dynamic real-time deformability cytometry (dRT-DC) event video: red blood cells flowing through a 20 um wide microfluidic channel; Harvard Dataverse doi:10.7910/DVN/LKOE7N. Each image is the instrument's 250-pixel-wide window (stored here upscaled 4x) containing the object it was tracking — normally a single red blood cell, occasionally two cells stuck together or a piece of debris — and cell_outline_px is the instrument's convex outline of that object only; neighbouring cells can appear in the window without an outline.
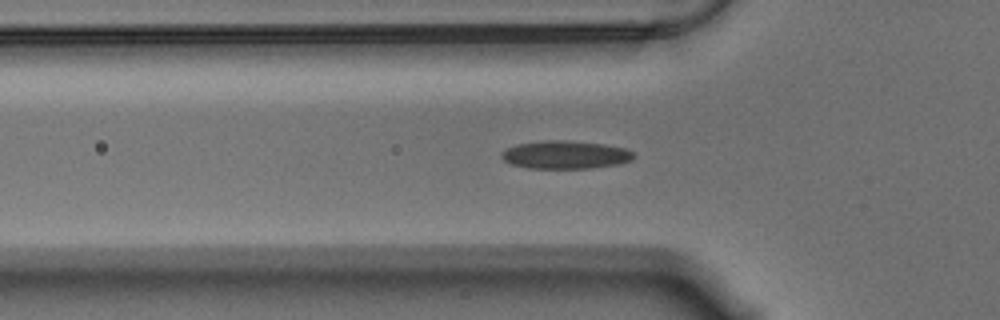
{"species": "Egyptian fruit bat (a non-hibernating species)", "species_latin": "Rousettus aegyptiacus", "temperature_condition": "warm", "stored_images_in_passage": 50, "camera_frame_rate_fps": 3000, "um_per_image_px": 0.085, "animal": {"sex": "male"}, "frame": {"image": 1, "passage_image": 10, "time_ms": 3.0, "image_size_px": [1000, 320], "cell_outline_px": [[636, 156], [632, 160], [620, 164], [588, 168], [528, 168], [512, 164], [504, 160], [500, 156], [500, 152], [516, 144], [544, 140], [564, 140], [604, 144], [624, 148], [632, 152]], "centroid_in_image_um": [48.05, 13.15], "position_along_channel_um": 77.8, "area_um2": 21.62}}
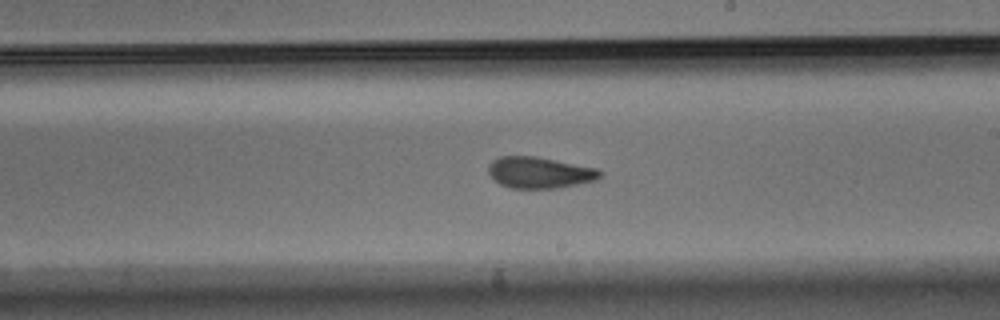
{"frame": {"image": 2, "passage_image": 24, "time_ms": 7.667, "image_size_px": [1000, 320], "cell_outline_px": [[604, 172], [596, 180], [556, 188], [508, 188], [500, 184], [488, 172], [488, 164], [492, 160], [500, 156], [536, 156], [596, 168]], "centroid_in_image_um": [45.84, 14.66], "position_along_channel_um": 243.2, "area_um2": 20.29}}
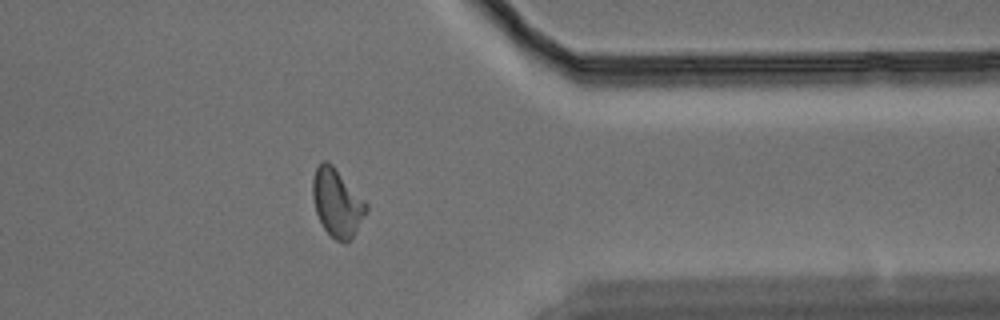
{"frame": {"image": 3, "passage_image": 37, "time_ms": 12.0, "image_size_px": [1000, 320], "cell_outline_px": [[368, 212], [352, 240], [344, 244], [336, 240], [324, 228], [316, 212], [312, 196], [312, 180], [316, 168], [324, 160], [328, 160], [332, 164], [368, 204]], "centroid_in_image_um": [28.68, 17.26], "position_along_channel_um": 382.7, "area_um2": 21.33}, "authors_computed_cell_mechanics": {"area_um2": 20.4612, "velocity_mm_per_s": 3.5227, "shape_relaxation_time_tau1_ms": 8.3151, "shape_relaxation_time_tau2_ms": 2.5991, "deformation_change_tau1": 0.2225, "deformation_change_tau2": 0.0874}}